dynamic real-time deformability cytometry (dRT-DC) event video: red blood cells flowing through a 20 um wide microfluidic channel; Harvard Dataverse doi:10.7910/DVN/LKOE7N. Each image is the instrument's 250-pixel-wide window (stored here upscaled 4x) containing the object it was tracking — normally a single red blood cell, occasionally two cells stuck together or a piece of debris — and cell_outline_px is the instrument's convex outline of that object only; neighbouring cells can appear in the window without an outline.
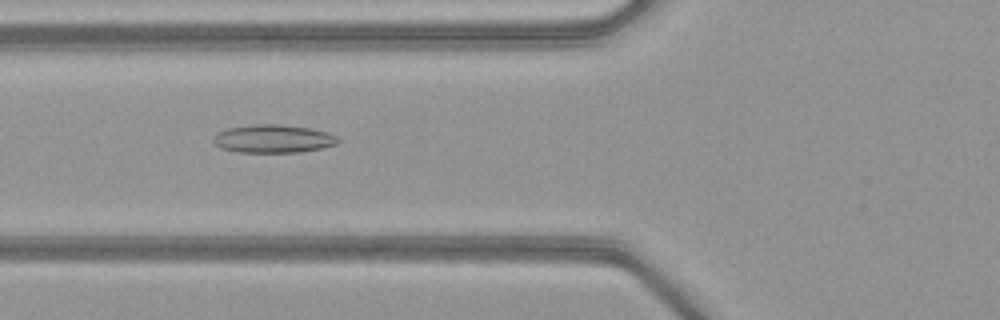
{"species": "common noctule bat (a hibernating species)", "species_latin": "Nyctalus noctula", "temperature_condition": "warm", "stored_images_in_passage": 41, "camera_frame_rate_fps": 3000, "um_per_image_px": 0.085, "animal": {"sex": "female", "body_mass_g": 21.9}, "frame": {"image": 1, "passage_image": 10, "time_ms": 3.0, "image_size_px": [1000, 320], "cell_outline_px": [[340, 140], [336, 144], [324, 148], [300, 152], [240, 152], [220, 148], [212, 140], [216, 132], [228, 128], [256, 124], [280, 124], [308, 128], [328, 132], [336, 136]], "centroid_in_image_um": [23.23, 11.79], "position_along_channel_um": 102.6, "area_um2": 20.46}}
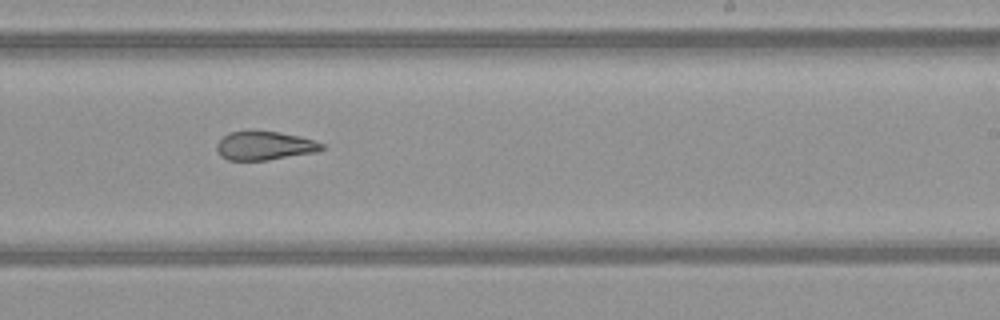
{"frame": {"image": 2, "passage_image": 22, "time_ms": 7.0, "image_size_px": [1000, 320], "cell_outline_px": [[324, 148], [316, 152], [268, 160], [228, 160], [220, 156], [216, 148], [216, 144], [228, 132], [280, 132], [300, 136], [324, 144]], "centroid_in_image_um": [22.48, 12.4], "position_along_channel_um": 266.5, "area_um2": 17.34}}
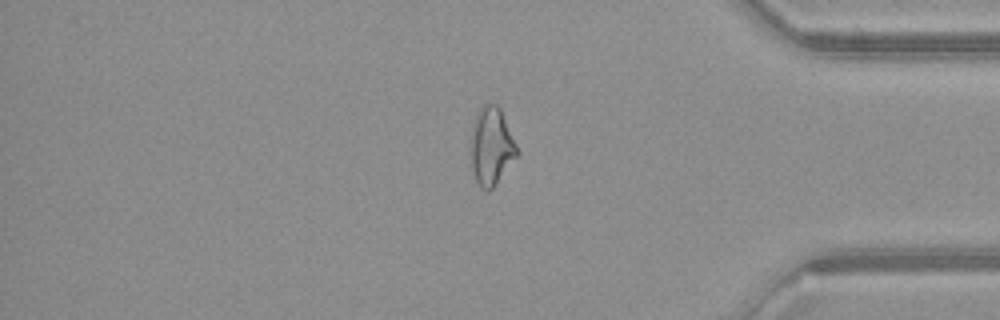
{"frame": {"image": 3, "passage_image": 33, "time_ms": 10.667, "image_size_px": [1000, 320], "cell_outline_px": [[520, 152], [492, 188], [480, 188], [476, 180], [472, 168], [472, 128], [476, 112], [488, 100], [496, 104], [500, 108]], "centroid_in_image_um": [41.78, 12.36], "position_along_channel_um": 393.4, "area_um2": 20.63}, "authors_computed_cell_mechanics": {"area_um2": 20.0566, "velocity_mm_per_s": 4.0873, "shape_relaxation_time_tau1_ms": null, "shape_relaxation_time_tau2_ms": 2.8802, "deformation_change_tau1": null, "deformation_change_tau2": 0.1102}}